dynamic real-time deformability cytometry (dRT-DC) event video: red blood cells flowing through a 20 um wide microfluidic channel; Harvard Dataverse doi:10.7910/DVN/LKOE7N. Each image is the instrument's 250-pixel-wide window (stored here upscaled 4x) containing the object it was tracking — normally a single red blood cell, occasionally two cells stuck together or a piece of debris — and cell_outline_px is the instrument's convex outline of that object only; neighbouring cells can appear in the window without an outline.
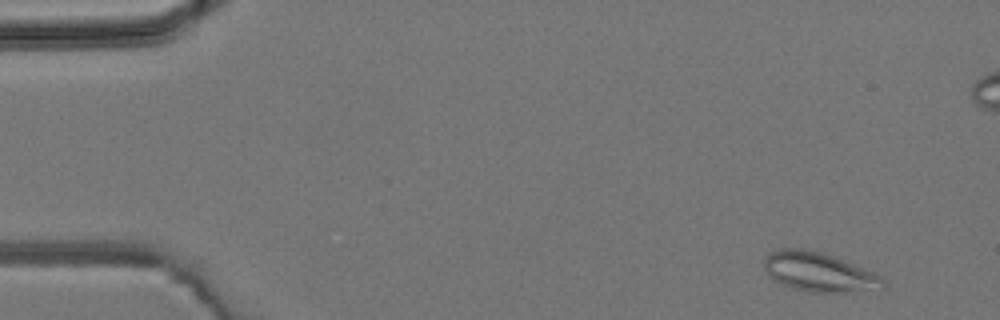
{"species": "common noctule bat (a hibernating species)", "species_latin": "Nyctalus noctula", "temperature_condition": "room temperature", "stored_images_in_passage": 5, "camera_frame_rate_fps": 3000, "um_per_image_px": 0.085, "animal": {"sex": "male", "body_mass_g": 19.2, "forearm_length_mm": 51.8}, "frame": {"image": 1, "passage_image": 1, "time_ms": 0.0, "image_size_px": [1000, 320], "cell_outline_px": [[888, 288], [848, 292], [808, 292], [792, 288], [780, 284], [768, 276], [764, 268], [764, 256], [768, 252], [780, 248], [804, 248], [824, 252], [872, 272], [880, 276], [884, 280]], "centroid_in_image_um": [69.56, 23.12], "position_along_channel_um": 15.4, "area_um2": 27.57}}